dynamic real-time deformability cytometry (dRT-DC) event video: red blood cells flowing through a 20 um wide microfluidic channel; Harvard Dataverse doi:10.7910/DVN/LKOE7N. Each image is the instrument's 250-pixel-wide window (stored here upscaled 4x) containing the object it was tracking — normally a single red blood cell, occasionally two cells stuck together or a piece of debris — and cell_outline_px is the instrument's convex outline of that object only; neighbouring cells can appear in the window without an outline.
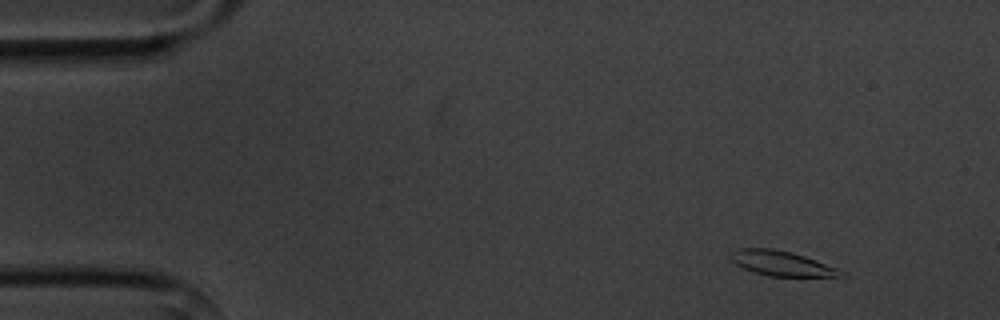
{"species": "common noctule bat (a hibernating species)", "species_latin": "Nyctalus noctula", "temperature_condition": "cold", "stored_images_in_passage": 4, "camera_frame_rate_fps": 3000, "um_per_image_px": 0.085, "animal": {"sex": "male", "body_mass_g": 20.1, "forearm_length_mm": 53.5}, "frame": {"image": 1, "passage_image": 2, "time_ms": 1.0, "image_size_px": [1000, 320], "cell_outline_px": [[848, 276], [768, 276], [744, 268], [736, 264], [728, 256], [736, 248], [772, 248], [792, 252], [816, 260], [836, 268], [844, 272]], "centroid_in_image_um": [66.41, 22.37], "position_along_channel_um": 18.6, "area_um2": 15.84}}